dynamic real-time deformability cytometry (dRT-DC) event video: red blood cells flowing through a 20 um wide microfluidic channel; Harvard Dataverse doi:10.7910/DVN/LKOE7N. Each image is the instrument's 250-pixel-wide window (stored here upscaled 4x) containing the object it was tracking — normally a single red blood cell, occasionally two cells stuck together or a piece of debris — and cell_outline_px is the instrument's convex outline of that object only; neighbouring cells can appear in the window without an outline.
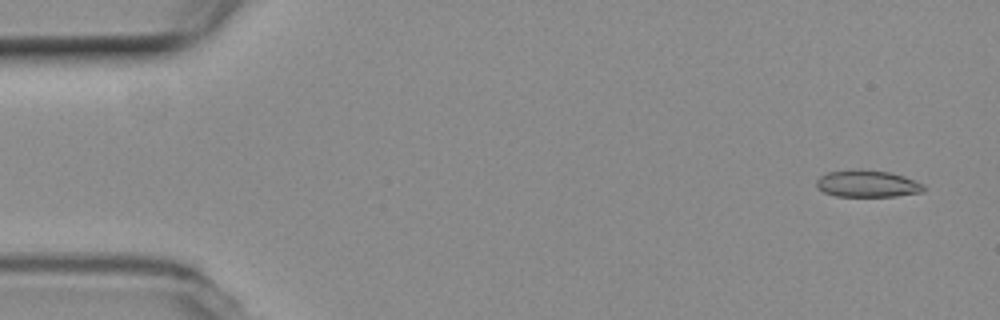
{"species": "common noctule bat (a hibernating species)", "species_latin": "Nyctalus noctula", "temperature_condition": "room temperature", "stored_images_in_passage": 54, "camera_frame_rate_fps": 3000, "um_per_image_px": 0.085, "animal": {"sex": "female", "body_mass_g": 19.3, "forearm_length_mm": 54.1}, "frame": {"image": 1, "passage_image": 3, "time_ms": 0.667, "image_size_px": [1000, 320], "cell_outline_px": [[924, 192], [896, 196], [836, 196], [824, 192], [816, 184], [816, 180], [820, 176], [828, 172], [860, 168], [892, 172], [904, 176], [924, 184]], "centroid_in_image_um": [73.75, 15.6], "position_along_channel_um": 11.3, "area_um2": 16.99}}
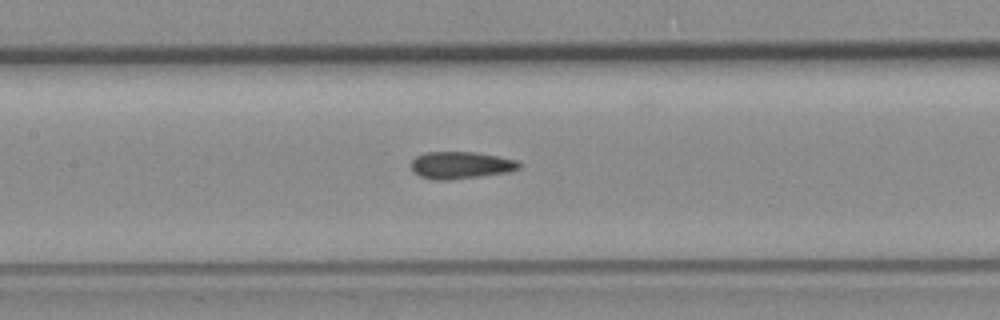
{"frame": {"image": 2, "passage_image": 25, "time_ms": 8.0, "image_size_px": [1000, 320], "cell_outline_px": [[520, 168], [508, 172], [480, 176], [448, 180], [432, 180], [420, 176], [412, 172], [408, 164], [416, 156], [428, 152], [472, 152], [500, 156], [516, 160], [520, 164]], "centroid_in_image_um": [39.11, 14.04], "position_along_channel_um": 168.3, "area_um2": 17.22}}
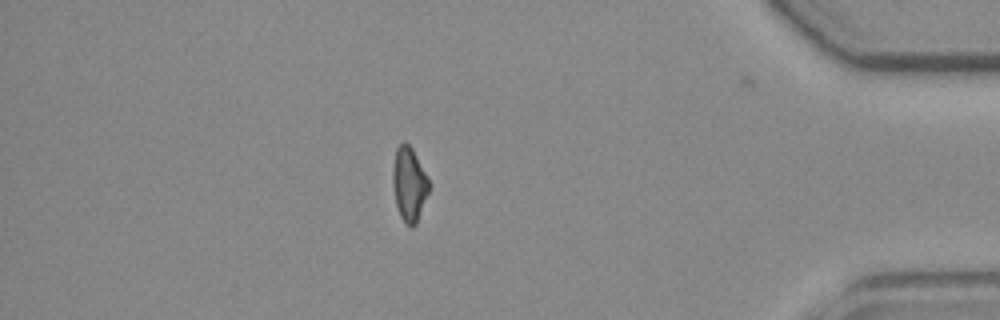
{"frame": {"image": 3, "passage_image": 47, "time_ms": 15.333, "image_size_px": [1000, 320], "cell_outline_px": [[428, 192], [416, 224], [412, 228], [404, 224], [400, 216], [396, 204], [392, 180], [392, 172], [396, 148], [404, 140], [412, 148], [428, 180]], "centroid_in_image_um": [34.75, 15.67], "position_along_channel_um": 400.5, "area_um2": 15.37}}